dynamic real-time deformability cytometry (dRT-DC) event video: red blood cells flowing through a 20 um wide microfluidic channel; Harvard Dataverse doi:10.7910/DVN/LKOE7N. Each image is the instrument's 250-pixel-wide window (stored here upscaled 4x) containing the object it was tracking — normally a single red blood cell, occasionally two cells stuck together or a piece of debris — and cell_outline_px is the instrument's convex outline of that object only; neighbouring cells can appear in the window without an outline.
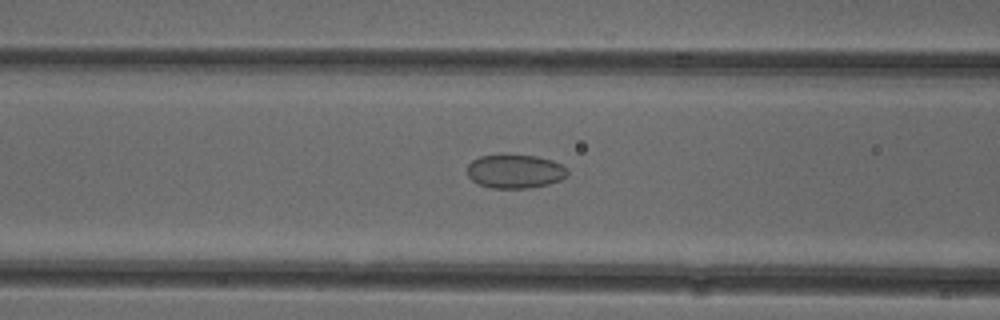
{"species": "common noctule bat (a hibernating species)", "species_latin": "Nyctalus noctula", "temperature_condition": "cold", "stored_images_in_passage": 43, "camera_frame_rate_fps": 3000, "um_per_image_px": 0.085, "animal": {"sex": "female"}, "frame": {"image": 1, "passage_image": 12, "time_ms": 3.667, "image_size_px": [1000, 320], "cell_outline_px": [[568, 176], [560, 180], [548, 184], [528, 188], [492, 188], [480, 184], [472, 180], [468, 176], [468, 164], [472, 160], [480, 156], [536, 156], [552, 160], [568, 168]], "centroid_in_image_um": [43.81, 14.58], "position_along_channel_um": 122.8, "area_um2": 19.48}}
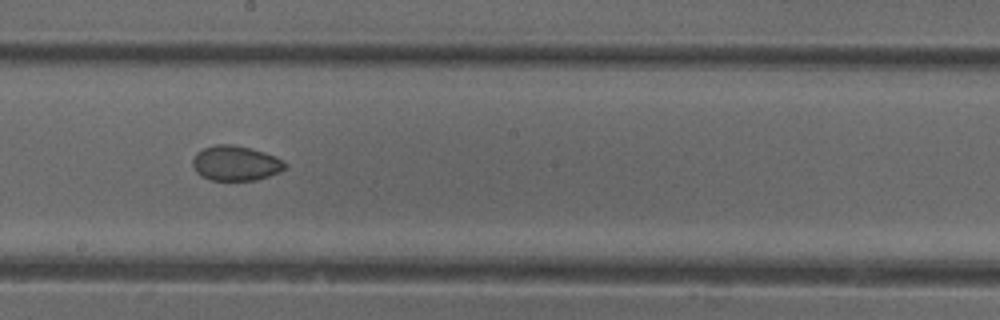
{"frame": {"image": 2, "passage_image": 20, "time_ms": 6.333, "image_size_px": [1000, 320], "cell_outline_px": [[288, 164], [280, 172], [256, 180], [212, 180], [200, 176], [196, 172], [192, 164], [192, 160], [196, 152], [204, 148], [216, 144], [232, 144], [264, 152], [276, 156]], "centroid_in_image_um": [20.01, 13.87], "position_along_channel_um": 228.2, "area_um2": 18.84}}
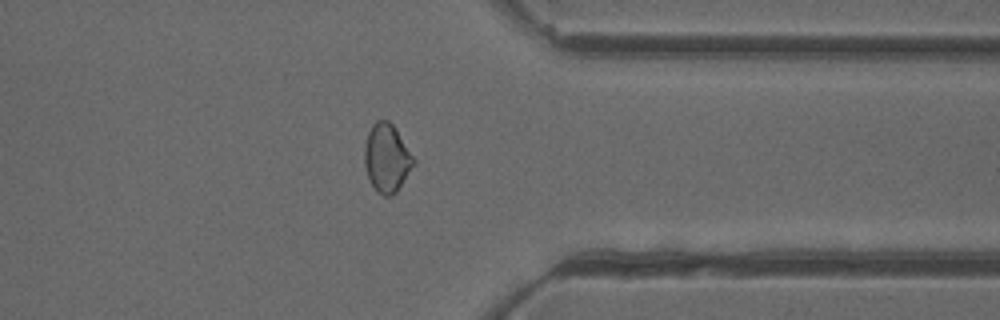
{"frame": {"image": 3, "passage_image": 32, "time_ms": 10.333, "image_size_px": [1000, 320], "cell_outline_px": [[416, 164], [396, 192], [392, 196], [384, 196], [376, 192], [368, 180], [364, 164], [364, 144], [368, 132], [372, 124], [376, 120], [388, 120], [392, 124], [416, 160]], "centroid_in_image_um": [32.86, 13.46], "position_along_channel_um": 378.5, "area_um2": 19.83}, "authors_computed_cell_mechanics": {"area_um2": 19.7676, "velocity_mm_per_s": 3.9431, "shape_relaxation_time_tau1_ms": null, "shape_relaxation_time_tau2_ms": 1.6386, "deformation_change_tau1": null, "deformation_change_tau2": 0.0311}}